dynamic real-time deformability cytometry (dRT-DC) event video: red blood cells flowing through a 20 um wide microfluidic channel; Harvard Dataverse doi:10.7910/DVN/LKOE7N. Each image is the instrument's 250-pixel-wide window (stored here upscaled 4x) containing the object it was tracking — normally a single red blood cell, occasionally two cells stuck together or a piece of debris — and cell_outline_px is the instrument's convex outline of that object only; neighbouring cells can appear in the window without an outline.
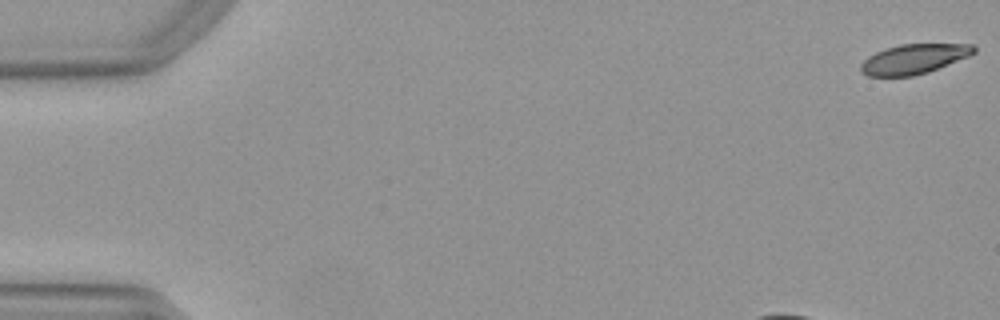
{"species": "Egyptian fruit bat (a non-hibernating species)", "species_latin": "Rousettus aegyptiacus", "temperature_condition": "warm", "stored_images_in_passage": 41, "camera_frame_rate_fps": 3000, "um_per_image_px": 0.085, "animal": {"sex": "female"}, "frame": {"image": 1, "passage_image": 1, "time_ms": 0.0, "image_size_px": [1000, 320], "cell_outline_px": [[976, 52], [968, 56], [928, 72], [912, 76], [868, 76], [860, 72], [860, 64], [868, 56], [876, 52], [900, 44], [972, 44], [976, 48]], "centroid_in_image_um": [77.66, 5.02], "position_along_channel_um": 7.3, "area_um2": 19.48}}
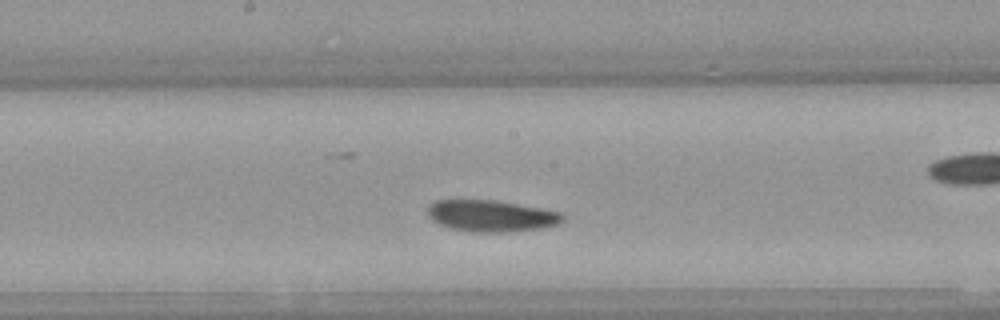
{"frame": {"image": 2, "passage_image": 25, "time_ms": 8.0, "image_size_px": [1000, 320], "cell_outline_px": [[564, 220], [556, 224], [544, 228], [504, 232], [472, 232], [452, 228], [440, 224], [432, 220], [428, 216], [428, 204], [436, 200], [492, 200], [540, 208], [560, 212], [564, 216]], "centroid_in_image_um": [41.73, 18.35], "position_along_channel_um": 206.5, "area_um2": 24.62}}
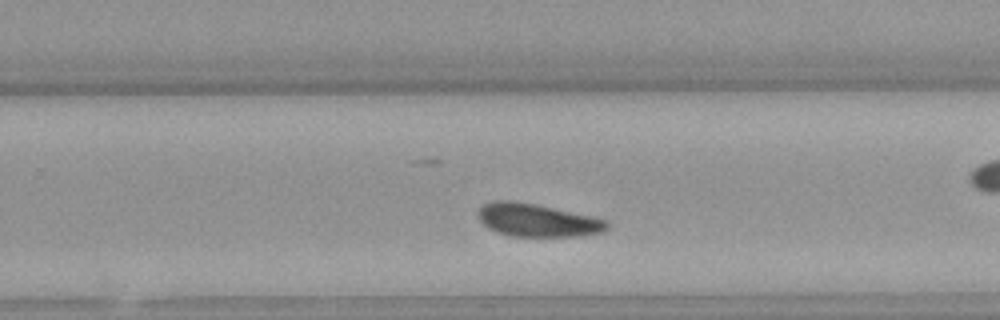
{"frame": {"image": 3, "passage_image": 31, "time_ms": 10.0, "image_size_px": [1000, 320], "cell_outline_px": [[608, 228], [604, 232], [584, 236], [512, 236], [488, 228], [480, 220], [476, 212], [480, 204], [492, 200], [512, 200], [536, 204], [592, 216], [608, 220]], "centroid_in_image_um": [45.66, 18.7], "position_along_channel_um": 284.1, "area_um2": 25.03}, "authors_computed_cell_mechanics": {"area_um2": 24.7962, "velocity_mm_per_s": 3.8964, "shape_relaxation_time_tau1_ms": 3.017, "shape_relaxation_time_tau2_ms": 10.0834, "deformation_change_tau1": 0.1009, "deformation_change_tau2": 0.1667}}